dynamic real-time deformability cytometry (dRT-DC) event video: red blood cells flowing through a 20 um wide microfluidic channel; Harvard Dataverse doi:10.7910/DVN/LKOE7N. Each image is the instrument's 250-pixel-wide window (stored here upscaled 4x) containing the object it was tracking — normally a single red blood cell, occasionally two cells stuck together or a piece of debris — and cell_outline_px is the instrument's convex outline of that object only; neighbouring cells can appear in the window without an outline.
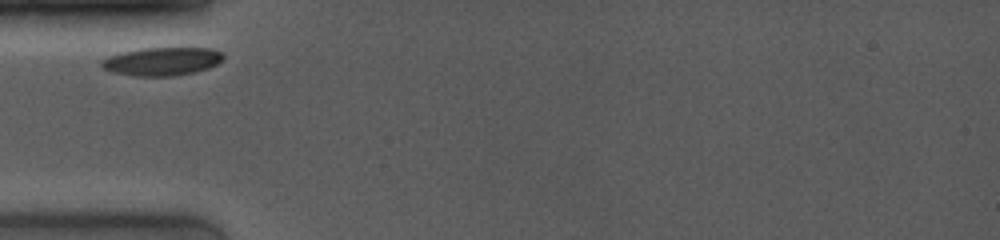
{"species": "common noctule bat (a hibernating species)", "species_latin": "Nyctalus noctula", "temperature_condition": "room temperature", "stored_images_in_passage": 25, "camera_frame_rate_fps": 4000, "um_per_image_px": 0.085, "animal": {"sex": "female", "body_mass_g": 19.0, "forearm_length_mm": 53.3}, "frame": {"image": 1, "passage_image": 1, "time_ms": 0.0, "image_size_px": [1000, 240], "cell_outline_px": [[224, 60], [208, 68], [196, 72], [172, 76], [132, 76], [112, 72], [104, 68], [100, 64], [100, 60], [108, 56], [140, 48], [212, 48], [220, 52], [224, 56]], "centroid_in_image_um": [13.77, 5.22], "position_along_channel_um": 71.2, "area_um2": 20.11}}
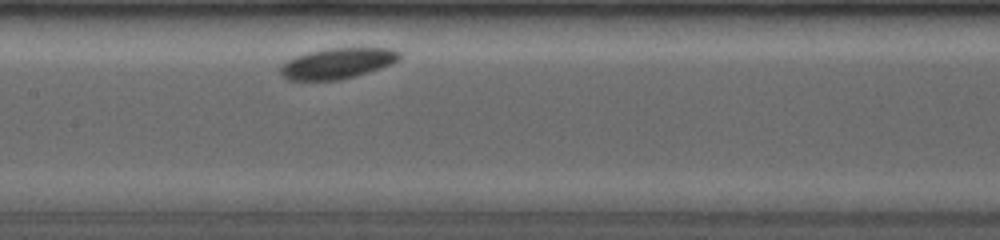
{"frame": {"image": 2, "passage_image": 8, "time_ms": 3.0, "image_size_px": [1000, 240], "cell_outline_px": [[400, 60], [392, 64], [356, 76], [340, 80], [288, 80], [280, 76], [280, 68], [288, 60], [296, 56], [308, 52], [324, 48], [392, 48], [400, 52]], "centroid_in_image_um": [28.69, 5.38], "position_along_channel_um": 178.7, "area_um2": 21.39}}
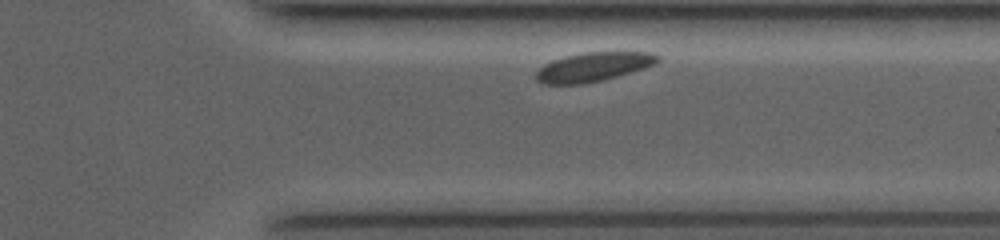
{"frame": {"image": 3, "passage_image": 24, "time_ms": 8.0, "image_size_px": [1000, 240], "cell_outline_px": [[660, 60], [656, 64], [644, 68], [604, 80], [584, 84], [544, 84], [536, 80], [536, 72], [544, 64], [552, 60], [564, 56], [584, 52], [652, 52], [660, 56]], "centroid_in_image_um": [50.44, 5.68], "position_along_channel_um": 361.0, "area_um2": 20.75}}